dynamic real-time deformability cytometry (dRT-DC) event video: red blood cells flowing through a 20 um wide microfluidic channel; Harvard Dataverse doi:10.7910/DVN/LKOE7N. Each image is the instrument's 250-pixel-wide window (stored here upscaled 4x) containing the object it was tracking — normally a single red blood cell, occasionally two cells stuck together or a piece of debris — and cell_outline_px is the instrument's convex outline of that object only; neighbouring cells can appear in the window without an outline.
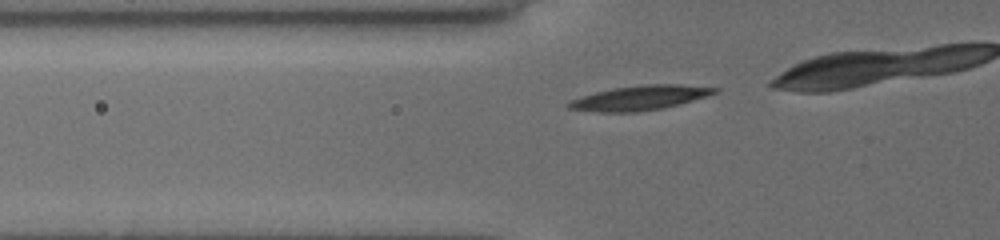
{"species": "common noctule bat (a hibernating species)", "species_latin": "Nyctalus noctula", "temperature_condition": "cold", "stored_images_in_passage": 30, "camera_frame_rate_fps": 3000, "um_per_image_px": 0.085, "animal": {"sex": "female", "body_mass_g": 19.5, "forearm_length_mm": 54.1}, "frame": {"image": 1, "passage_image": 6, "time_ms": 1.667, "image_size_px": [1000, 240], "cell_outline_px": [[720, 88], [716, 92], [708, 96], [680, 104], [664, 108], [636, 112], [596, 112], [568, 108], [564, 104], [568, 100], [580, 96], [612, 88], [648, 84], [680, 84]], "centroid_in_image_um": [54.35, 8.32], "position_along_channel_um": 71.4, "area_um2": 21.1}}
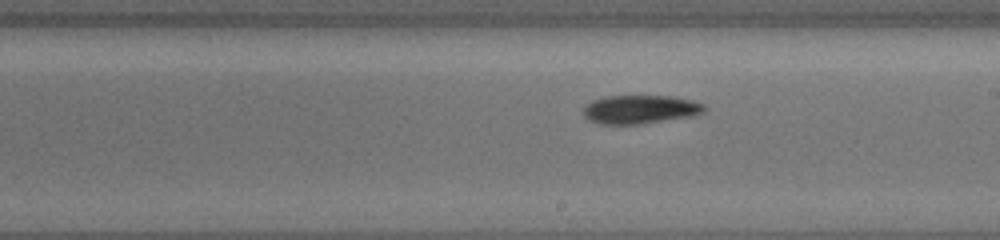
{"frame": {"image": 2, "passage_image": 19, "time_ms": 6.0, "image_size_px": [1000, 240], "cell_outline_px": [[704, 112], [692, 116], [640, 124], [600, 124], [588, 120], [580, 112], [592, 100], [608, 96], [672, 96], [692, 100], [704, 104]], "centroid_in_image_um": [54.38, 9.3], "position_along_channel_um": 234.6, "area_um2": 20.17}}
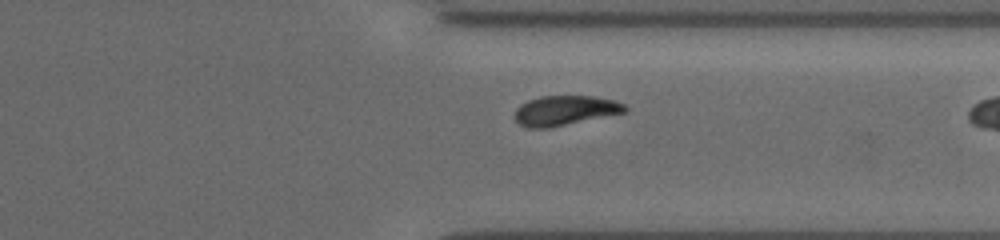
{"frame": {"image": 3, "passage_image": 29, "time_ms": 9.333, "image_size_px": [1000, 240], "cell_outline_px": [[628, 108], [624, 112], [548, 128], [528, 128], [520, 124], [516, 120], [516, 108], [520, 104], [528, 100], [540, 96], [592, 96], [616, 100], [624, 104]], "centroid_in_image_um": [48.01, 9.38], "position_along_channel_um": 363.4, "area_um2": 18.9}}